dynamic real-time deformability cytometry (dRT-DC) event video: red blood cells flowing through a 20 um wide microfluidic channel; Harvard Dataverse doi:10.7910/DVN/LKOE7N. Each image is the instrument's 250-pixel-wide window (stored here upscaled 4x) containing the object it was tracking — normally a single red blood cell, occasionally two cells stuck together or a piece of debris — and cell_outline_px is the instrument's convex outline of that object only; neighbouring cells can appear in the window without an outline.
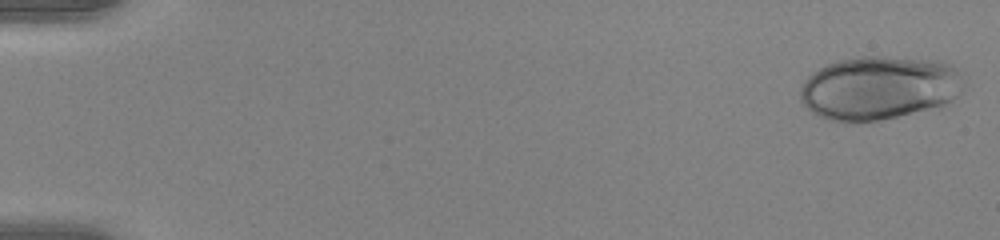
{"species": "human", "species_latin": "Homo sapiens", "temperature_condition": "warm", "stored_images_in_passage": 52, "camera_frame_rate_fps": 3000, "um_per_image_px": 0.085, "donor": {"sex": "female"}, "frame": {"image": 1, "passage_image": 1, "time_ms": 0.0, "image_size_px": [1000, 240], "cell_outline_px": [[964, 92], [952, 100], [944, 104], [896, 116], [876, 120], [852, 124], [848, 124], [828, 120], [816, 116], [800, 100], [800, 88], [804, 80], [812, 72], [828, 64], [840, 60], [860, 56], [884, 56], [944, 60], [952, 64], [964, 72]], "centroid_in_image_um": [74.76, 7.46], "position_along_channel_um": 10.2, "area_um2": 61.73}}
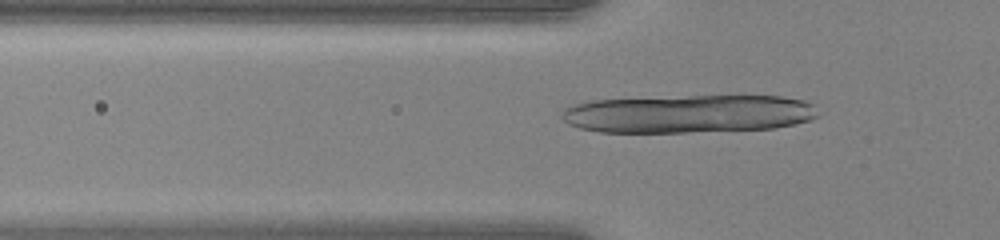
{"frame": {"image": 2, "passage_image": 18, "time_ms": 5.667, "image_size_px": [1000, 240], "cell_outline_px": [[820, 116], [812, 120], [776, 128], [684, 132], [600, 132], [580, 128], [568, 124], [560, 116], [564, 108], [572, 104], [592, 100], [688, 96], [780, 96], [804, 100], [812, 104]], "centroid_in_image_um": [58.52, 9.67], "position_along_channel_um": 67.3, "area_um2": 57.11}}